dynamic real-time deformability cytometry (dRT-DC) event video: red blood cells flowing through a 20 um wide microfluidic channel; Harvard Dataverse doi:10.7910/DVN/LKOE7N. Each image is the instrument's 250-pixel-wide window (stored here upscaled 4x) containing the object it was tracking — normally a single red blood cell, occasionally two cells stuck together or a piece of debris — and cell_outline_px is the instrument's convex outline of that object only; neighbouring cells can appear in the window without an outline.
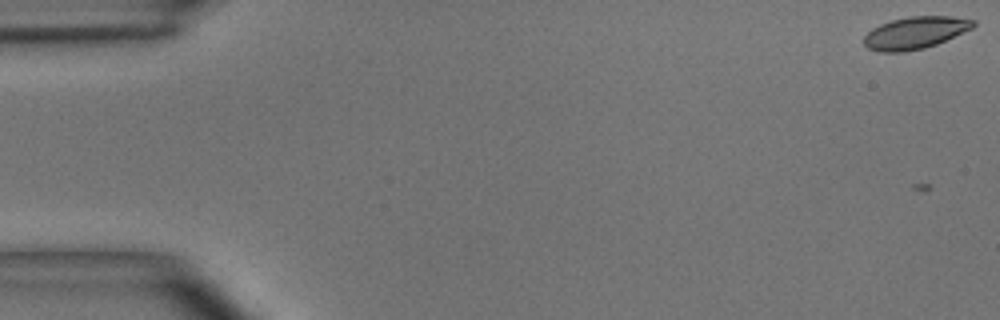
{"species": "common noctule bat (a hibernating species)", "species_latin": "Nyctalus noctula", "temperature_condition": "room temperature", "stored_images_in_passage": 53, "camera_frame_rate_fps": 3000, "um_per_image_px": 0.085, "animal": {"sex": "male", "body_mass_g": 15.6}, "frame": {"image": 1, "passage_image": 2, "time_ms": 0.333, "image_size_px": [1000, 320], "cell_outline_px": [[976, 24], [972, 28], [936, 44], [924, 48], [904, 52], [880, 52], [868, 48], [864, 44], [864, 36], [872, 28], [880, 24], [892, 20], [908, 16], [948, 16], [976, 20]], "centroid_in_image_um": [77.77, 2.78], "position_along_channel_um": 7.2, "area_um2": 20.4}}
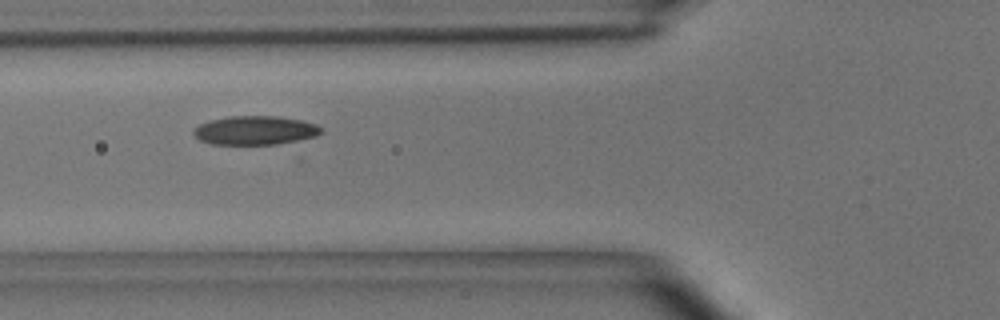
{"frame": {"image": 2, "passage_image": 20, "time_ms": 6.333, "image_size_px": [1000, 320], "cell_outline_px": [[324, 132], [316, 136], [276, 144], [212, 144], [200, 140], [192, 132], [200, 124], [212, 120], [228, 116], [280, 116], [300, 120], [316, 124], [324, 128]], "centroid_in_image_um": [21.73, 11.07], "position_along_channel_um": 104.1, "area_um2": 21.33}}
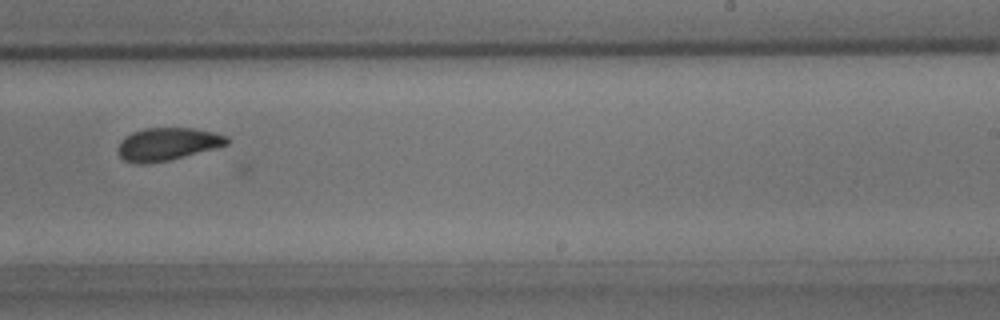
{"frame": {"image": 3, "passage_image": 33, "time_ms": 10.667, "image_size_px": [1000, 320], "cell_outline_px": [[228, 144], [168, 160], [144, 164], [136, 164], [124, 160], [116, 152], [116, 148], [120, 140], [124, 136], [132, 132], [144, 128], [192, 128], [212, 132], [228, 136]], "centroid_in_image_um": [14.14, 12.24], "position_along_channel_um": 274.9, "area_um2": 20.69}}